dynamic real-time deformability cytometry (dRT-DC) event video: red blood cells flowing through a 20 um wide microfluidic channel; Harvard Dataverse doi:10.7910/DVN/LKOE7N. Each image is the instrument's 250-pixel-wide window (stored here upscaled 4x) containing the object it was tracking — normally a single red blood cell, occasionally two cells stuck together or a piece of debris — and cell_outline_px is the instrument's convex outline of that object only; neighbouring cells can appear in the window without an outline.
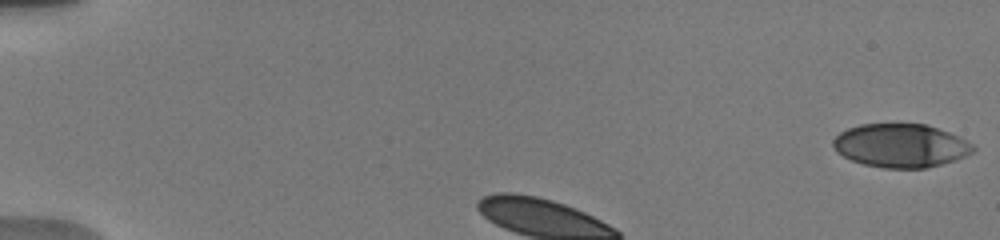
{"species": "human", "species_latin": "Homo sapiens", "temperature_condition": "warm", "stored_images_in_passage": 6, "camera_frame_rate_fps": 3000, "um_per_image_px": 0.085, "donor": {"sex": "male"}, "frame": {"image": 1, "passage_image": 1, "time_ms": 0.0, "image_size_px": [1000, 240], "cell_outline_px": [[976, 148], [972, 152], [964, 156], [940, 164], [924, 168], [884, 168], [864, 164], [852, 160], [836, 152], [832, 144], [832, 140], [840, 132], [848, 128], [860, 124], [928, 124], [960, 136], [972, 144]], "centroid_in_image_um": [76.55, 12.36], "position_along_channel_um": 8.5, "area_um2": 35.43}}
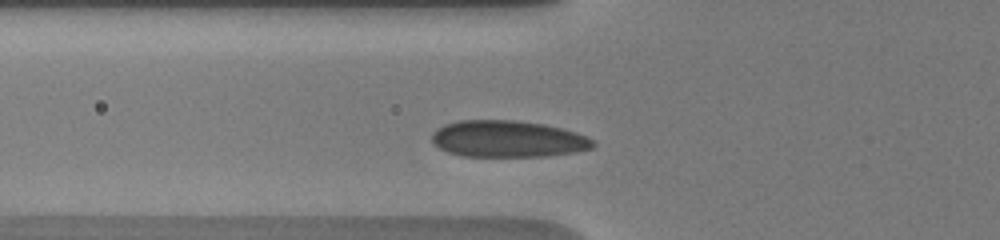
{"frame": {"image": 2, "passage_image": 4, "time_ms": 2.667, "image_size_px": [1000, 240], "cell_outline_px": [[596, 144], [592, 148], [572, 152], [544, 156], [460, 156], [448, 152], [440, 148], [432, 140], [432, 132], [436, 128], [444, 124], [460, 120], [516, 120], [544, 124], [576, 132], [592, 140]], "centroid_in_image_um": [43.12, 11.8], "position_along_channel_um": 82.7, "area_um2": 34.28}}
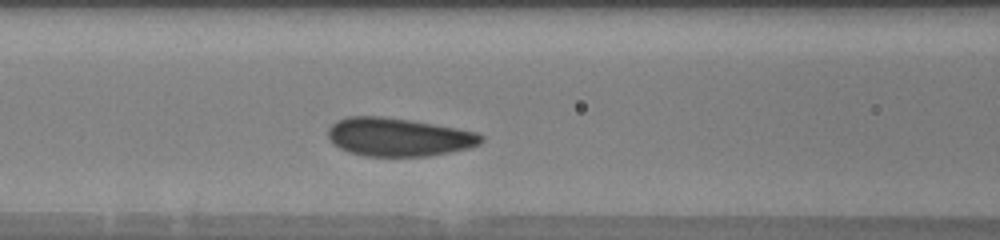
{"frame": {"image": 3, "passage_image": 6, "time_ms": 4.0, "image_size_px": [1000, 240], "cell_outline_px": [[484, 140], [480, 144], [468, 148], [428, 156], [364, 156], [348, 152], [332, 144], [328, 136], [328, 128], [336, 120], [348, 116], [384, 116], [412, 120], [456, 128], [476, 132], [484, 136]], "centroid_in_image_um": [33.84, 11.64], "position_along_channel_um": 132.8, "area_um2": 34.39}}